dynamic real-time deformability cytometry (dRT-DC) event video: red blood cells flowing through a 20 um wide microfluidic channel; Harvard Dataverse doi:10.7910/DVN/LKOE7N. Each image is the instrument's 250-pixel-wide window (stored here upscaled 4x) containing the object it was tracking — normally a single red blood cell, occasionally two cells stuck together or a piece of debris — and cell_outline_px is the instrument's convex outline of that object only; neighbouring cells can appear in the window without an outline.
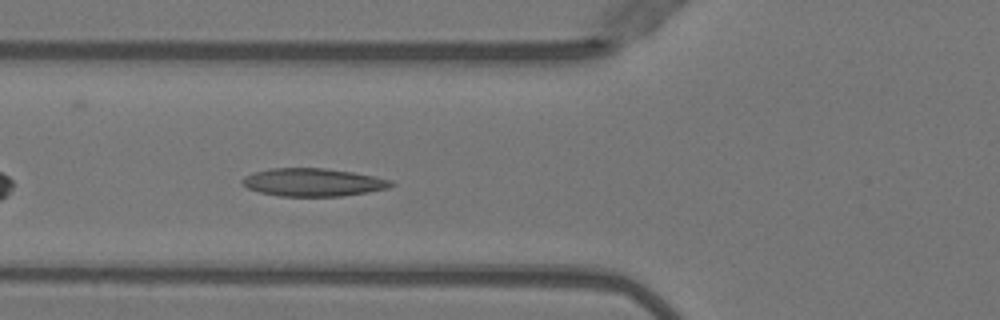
{"species": "Egyptian fruit bat (a non-hibernating species)", "species_latin": "Rousettus aegyptiacus", "temperature_condition": "warm", "stored_images_in_passage": 37, "camera_frame_rate_fps": 3000, "um_per_image_px": 0.085, "animal": {"sex": "female"}, "frame": {"image": 1, "passage_image": 6, "time_ms": 1.667, "image_size_px": [1000, 320], "cell_outline_px": [[396, 184], [388, 188], [368, 192], [340, 196], [280, 196], [260, 192], [248, 188], [240, 184], [240, 180], [244, 176], [252, 172], [268, 168], [324, 168], [352, 172], [376, 176], [392, 180]], "centroid_in_image_um": [26.59, 15.49], "position_along_channel_um": 99.2, "area_um2": 24.45}}
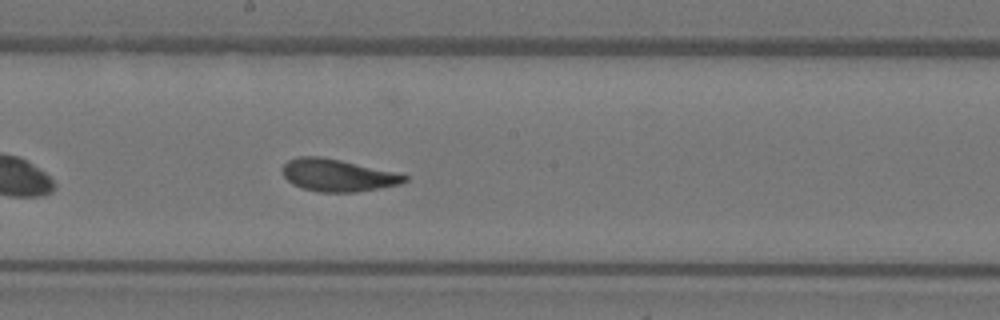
{"frame": {"image": 2, "passage_image": 15, "time_ms": 4.667, "image_size_px": [1000, 320], "cell_outline_px": [[408, 180], [400, 184], [356, 192], [320, 192], [304, 188], [292, 184], [280, 172], [280, 168], [288, 160], [300, 156], [320, 156], [340, 160], [396, 172], [408, 176]], "centroid_in_image_um": [28.67, 14.89], "position_along_channel_um": 219.5, "area_um2": 22.95}}
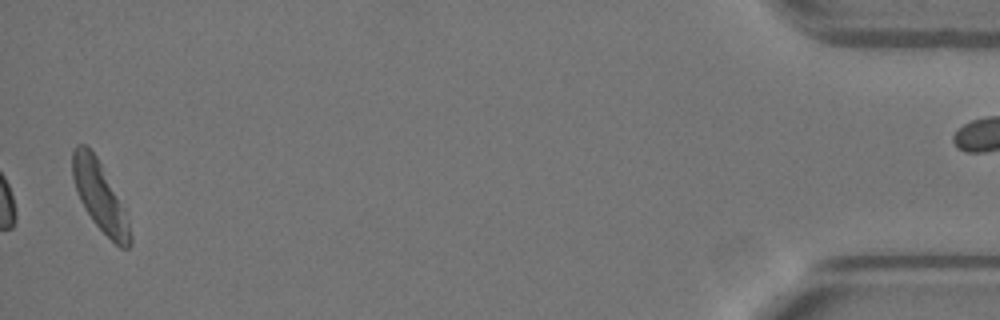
{"frame": {"image": 3, "passage_image": 37, "time_ms": 12.0, "image_size_px": [1000, 320], "cell_outline_px": [[132, 244], [128, 248], [120, 248], [92, 220], [80, 200], [76, 192], [72, 176], [72, 152], [76, 144], [84, 144], [96, 156], [128, 220], [132, 236]], "centroid_in_image_um": [8.45, 16.71], "position_along_channel_um": 426.8, "area_um2": 22.31}, "authors_computed_cell_mechanics": {"area_um2": 22.8888, "velocity_mm_per_s": 3.9902, "shape_relaxation_time_tau1_ms": 3.8437, "shape_relaxation_time_tau2_ms": 1.3856, "deformation_change_tau1": 0.1527, "deformation_change_tau2": 0.0748}}